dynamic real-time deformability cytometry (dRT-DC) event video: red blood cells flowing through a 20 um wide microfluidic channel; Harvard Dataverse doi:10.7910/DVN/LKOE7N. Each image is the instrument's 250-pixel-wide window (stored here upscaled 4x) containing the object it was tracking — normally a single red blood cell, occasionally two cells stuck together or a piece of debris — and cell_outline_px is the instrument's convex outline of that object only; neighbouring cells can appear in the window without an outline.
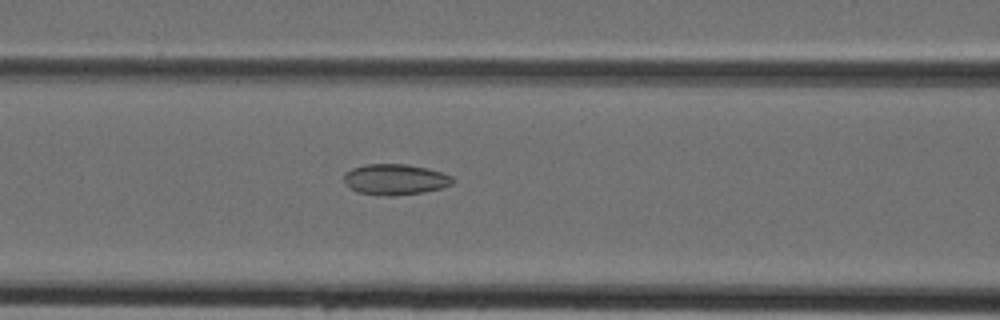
{"species": "Egyptian fruit bat (a non-hibernating species)", "species_latin": "Rousettus aegyptiacus", "temperature_condition": "cold", "stored_images_in_passage": 42, "camera_frame_rate_fps": 3000, "um_per_image_px": 0.085, "animal": {"sex": "female"}, "frame": {"image": 1, "passage_image": 19, "time_ms": 6.0, "image_size_px": [1000, 320], "cell_outline_px": [[456, 180], [452, 184], [440, 188], [424, 192], [396, 196], [384, 196], [356, 192], [344, 180], [344, 172], [352, 168], [364, 164], [408, 164], [428, 168], [452, 176]], "centroid_in_image_um": [33.6, 15.25], "position_along_channel_um": 133.0, "area_um2": 19.65}}
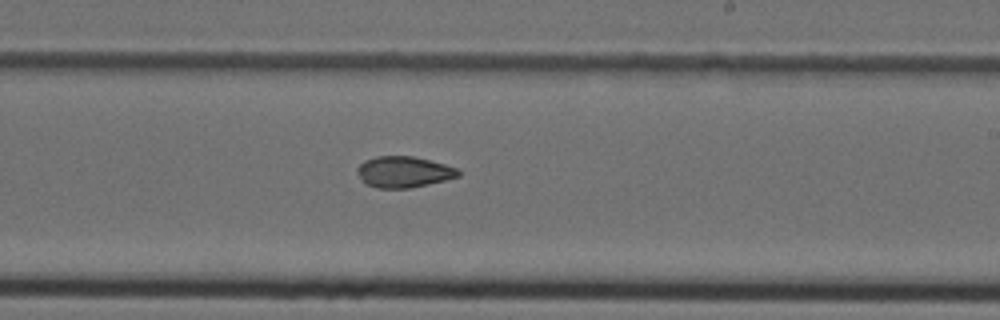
{"frame": {"image": 2, "passage_image": 27, "time_ms": 8.667, "image_size_px": [1000, 320], "cell_outline_px": [[460, 176], [428, 184], [408, 188], [376, 188], [364, 184], [360, 180], [356, 172], [356, 168], [364, 160], [376, 156], [412, 156], [460, 168]], "centroid_in_image_um": [34.27, 14.62], "position_along_channel_um": 254.7, "area_um2": 18.5}}
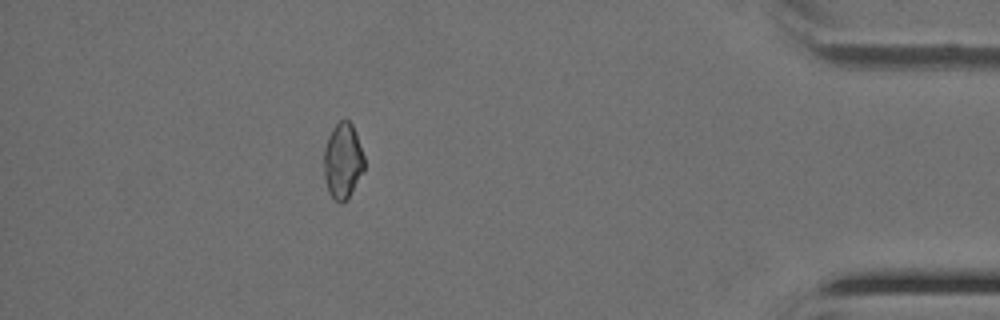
{"frame": {"image": 3, "passage_image": 40, "time_ms": 13.0, "image_size_px": [1000, 320], "cell_outline_px": [[364, 168], [348, 196], [340, 204], [328, 192], [324, 176], [324, 148], [328, 136], [332, 128], [340, 120], [348, 120], [352, 124], [356, 132], [364, 156]], "centroid_in_image_um": [29.12, 13.63], "position_along_channel_um": 406.1, "area_um2": 17.51}}